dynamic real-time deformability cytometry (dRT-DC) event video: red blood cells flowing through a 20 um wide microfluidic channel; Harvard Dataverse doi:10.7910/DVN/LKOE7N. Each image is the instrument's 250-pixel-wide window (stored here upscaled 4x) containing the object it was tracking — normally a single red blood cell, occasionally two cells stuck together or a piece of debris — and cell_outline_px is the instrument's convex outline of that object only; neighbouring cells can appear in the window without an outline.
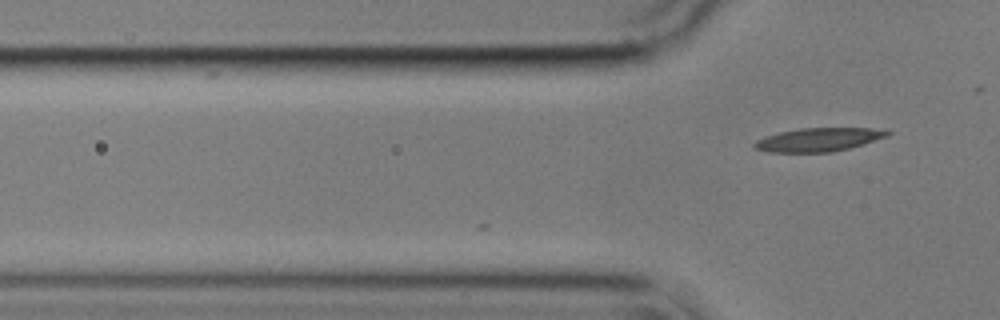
{"species": "common noctule bat (a hibernating species)", "species_latin": "Nyctalus noctula", "temperature_condition": "cold", "stored_images_in_passage": 2, "camera_frame_rate_fps": 3000, "um_per_image_px": 0.085, "animal": {"sex": "male", "body_mass_g": 17.9}, "frame": {"image": 1, "passage_image": 2, "time_ms": 0.333, "image_size_px": [1000, 320], "cell_outline_px": [[892, 132], [888, 136], [848, 148], [832, 152], [768, 152], [752, 148], [752, 144], [756, 140], [780, 132], [800, 128], [872, 128]], "centroid_in_image_um": [69.53, 11.87], "position_along_channel_um": 56.3, "area_um2": 18.03}}